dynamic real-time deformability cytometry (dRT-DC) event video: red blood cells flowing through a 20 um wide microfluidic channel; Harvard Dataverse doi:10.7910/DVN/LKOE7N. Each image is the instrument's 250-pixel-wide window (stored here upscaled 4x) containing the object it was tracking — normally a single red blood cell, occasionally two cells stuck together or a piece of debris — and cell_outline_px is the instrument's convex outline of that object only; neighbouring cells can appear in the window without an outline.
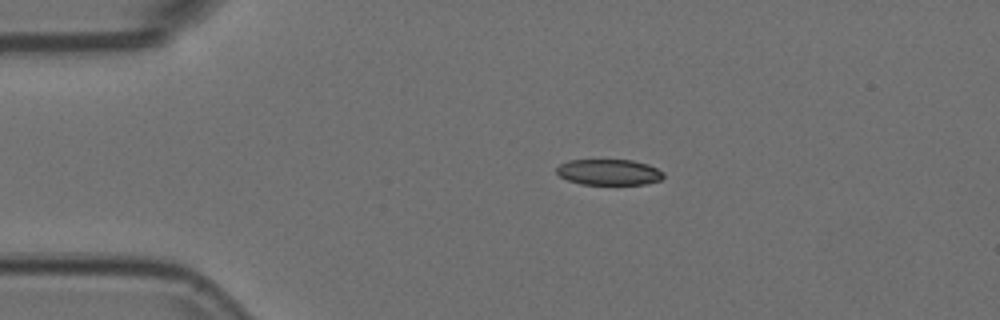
{"species": "Egyptian fruit bat (a non-hibernating species)", "species_latin": "Rousettus aegyptiacus", "temperature_condition": "room temperature", "stored_images_in_passage": 44, "camera_frame_rate_fps": 3000, "um_per_image_px": 0.085, "animal": {"sex": "female"}, "frame": {"image": 1, "passage_image": 1, "time_ms": 0.0, "image_size_px": [1000, 320], "cell_outline_px": [[664, 176], [660, 180], [644, 184], [580, 184], [568, 180], [560, 176], [556, 172], [556, 168], [560, 164], [568, 160], [632, 160], [648, 164], [664, 172]], "centroid_in_image_um": [51.75, 14.63], "position_along_channel_um": 33.2, "area_um2": 16.07}}
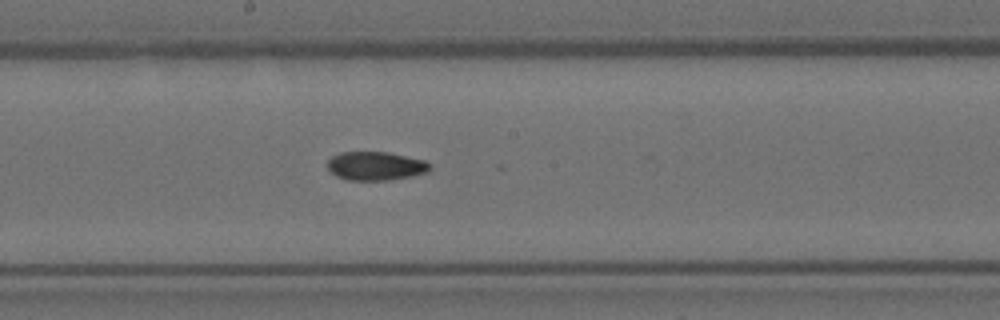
{"frame": {"image": 2, "passage_image": 19, "time_ms": 6.0, "image_size_px": [1000, 320], "cell_outline_px": [[432, 168], [428, 172], [412, 176], [388, 180], [348, 180], [336, 176], [328, 168], [328, 160], [332, 156], [340, 152], [388, 152], [424, 160], [432, 164]], "centroid_in_image_um": [31.96, 14.11], "position_along_channel_um": 216.2, "area_um2": 17.17}}
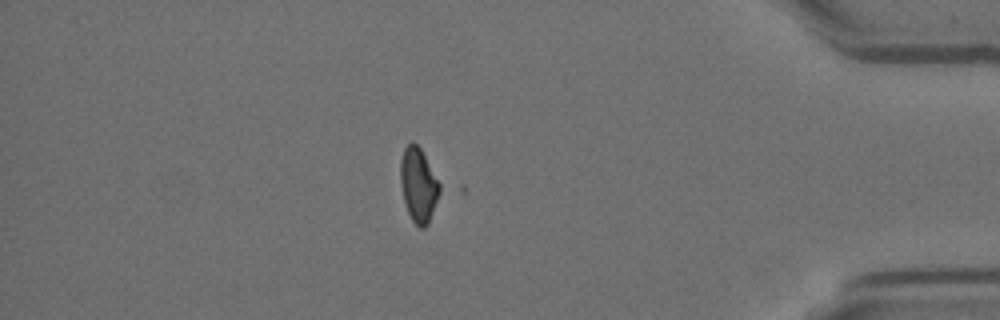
{"frame": {"image": 3, "passage_image": 37, "time_ms": 12.0, "image_size_px": [1000, 320], "cell_outline_px": [[448, 188], [428, 224], [424, 228], [420, 228], [412, 220], [408, 212], [404, 200], [400, 184], [400, 160], [404, 148], [412, 140], [420, 148]], "centroid_in_image_um": [35.71, 15.73], "position_along_channel_um": 399.5, "area_um2": 18.5}, "authors_computed_cell_mechanics": {"area_um2": 17.6001, "velocity_mm_per_s": 3.7127, "shape_relaxation_time_tau1_ms": null, "shape_relaxation_time_tau2_ms": 3.2016, "deformation_change_tau1": null, "deformation_change_tau2": 0.0739}}